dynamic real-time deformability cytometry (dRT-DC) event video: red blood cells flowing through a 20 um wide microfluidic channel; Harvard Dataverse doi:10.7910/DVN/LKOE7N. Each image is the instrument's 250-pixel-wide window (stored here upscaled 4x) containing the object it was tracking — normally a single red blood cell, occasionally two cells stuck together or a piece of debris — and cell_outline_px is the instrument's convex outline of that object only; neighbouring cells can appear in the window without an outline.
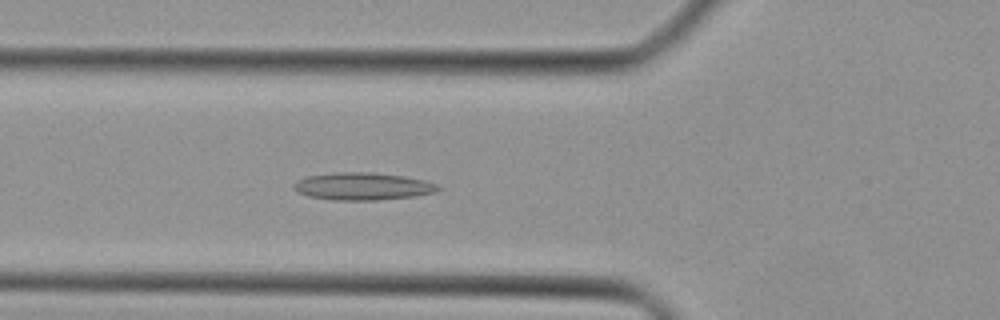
{"species": "Egyptian fruit bat (a non-hibernating species)", "species_latin": "Rousettus aegyptiacus", "temperature_condition": "cold", "stored_images_in_passage": 36, "camera_frame_rate_fps": 3000, "um_per_image_px": 0.085, "animal": {"sex": "female"}, "frame": {"image": 1, "passage_image": 8, "time_ms": 2.333, "image_size_px": [1000, 320], "cell_outline_px": [[440, 188], [436, 192], [416, 196], [380, 200], [332, 200], [308, 196], [296, 192], [292, 188], [292, 184], [296, 180], [308, 176], [332, 172], [368, 172], [404, 176], [424, 180], [436, 184]], "centroid_in_image_um": [30.78, 15.84], "position_along_channel_um": 95.0, "area_um2": 23.29}}
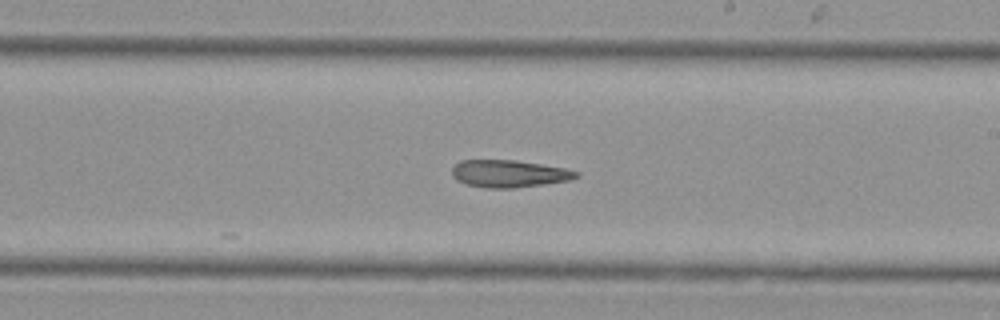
{"frame": {"image": 2, "passage_image": 18, "time_ms": 5.667, "image_size_px": [1000, 320], "cell_outline_px": [[580, 176], [572, 180], [544, 184], [512, 188], [488, 188], [468, 184], [456, 180], [452, 176], [452, 168], [460, 160], [516, 160], [564, 168], [580, 172]], "centroid_in_image_um": [43.29, 14.76], "position_along_channel_um": 245.7, "area_um2": 19.77}}
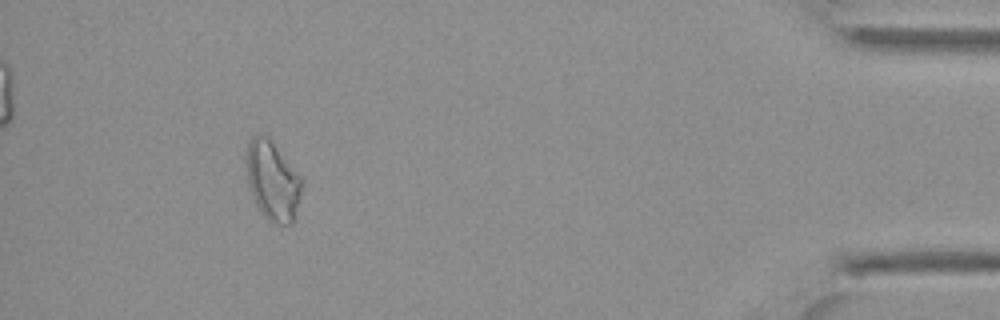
{"frame": {"image": 3, "passage_image": 33, "time_ms": 10.667, "image_size_px": [1000, 320], "cell_outline_px": [[300, 196], [296, 216], [292, 224], [280, 224], [268, 220], [260, 212], [256, 204], [248, 184], [244, 160], [248, 144], [252, 136], [264, 136], [272, 144], [300, 176]], "centroid_in_image_um": [23.12, 15.43], "position_along_channel_um": 412.1, "area_um2": 24.97}}